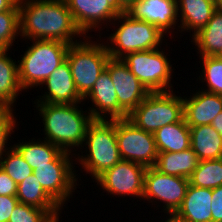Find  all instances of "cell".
<instances>
[{"instance_id":"15","label":"cell","mask_w":222,"mask_h":222,"mask_svg":"<svg viewBox=\"0 0 222 222\" xmlns=\"http://www.w3.org/2000/svg\"><path fill=\"white\" fill-rule=\"evenodd\" d=\"M125 12L133 19L154 24L163 34H169L170 38L174 39L173 34L179 33L176 0H137Z\"/></svg>"},{"instance_id":"30","label":"cell","mask_w":222,"mask_h":222,"mask_svg":"<svg viewBox=\"0 0 222 222\" xmlns=\"http://www.w3.org/2000/svg\"><path fill=\"white\" fill-rule=\"evenodd\" d=\"M0 168L3 169L17 185L32 175L34 171L13 145L10 146L1 158Z\"/></svg>"},{"instance_id":"8","label":"cell","mask_w":222,"mask_h":222,"mask_svg":"<svg viewBox=\"0 0 222 222\" xmlns=\"http://www.w3.org/2000/svg\"><path fill=\"white\" fill-rule=\"evenodd\" d=\"M184 118V101L176 90L150 93L128 116L136 127L155 133L165 125Z\"/></svg>"},{"instance_id":"39","label":"cell","mask_w":222,"mask_h":222,"mask_svg":"<svg viewBox=\"0 0 222 222\" xmlns=\"http://www.w3.org/2000/svg\"><path fill=\"white\" fill-rule=\"evenodd\" d=\"M212 127H214L218 133L222 136V112L219 113L214 120L211 122Z\"/></svg>"},{"instance_id":"36","label":"cell","mask_w":222,"mask_h":222,"mask_svg":"<svg viewBox=\"0 0 222 222\" xmlns=\"http://www.w3.org/2000/svg\"><path fill=\"white\" fill-rule=\"evenodd\" d=\"M18 185L0 168V196H16Z\"/></svg>"},{"instance_id":"18","label":"cell","mask_w":222,"mask_h":222,"mask_svg":"<svg viewBox=\"0 0 222 222\" xmlns=\"http://www.w3.org/2000/svg\"><path fill=\"white\" fill-rule=\"evenodd\" d=\"M198 89L182 96L184 120L189 127L209 125L222 112V95Z\"/></svg>"},{"instance_id":"6","label":"cell","mask_w":222,"mask_h":222,"mask_svg":"<svg viewBox=\"0 0 222 222\" xmlns=\"http://www.w3.org/2000/svg\"><path fill=\"white\" fill-rule=\"evenodd\" d=\"M91 38L93 37L86 36L80 42L69 45L66 56L76 88L83 98L91 91L111 58L101 40L103 37L99 35L97 41Z\"/></svg>"},{"instance_id":"24","label":"cell","mask_w":222,"mask_h":222,"mask_svg":"<svg viewBox=\"0 0 222 222\" xmlns=\"http://www.w3.org/2000/svg\"><path fill=\"white\" fill-rule=\"evenodd\" d=\"M18 61L10 57L8 50L0 51V106L15 107L21 92L18 79Z\"/></svg>"},{"instance_id":"10","label":"cell","mask_w":222,"mask_h":222,"mask_svg":"<svg viewBox=\"0 0 222 222\" xmlns=\"http://www.w3.org/2000/svg\"><path fill=\"white\" fill-rule=\"evenodd\" d=\"M188 185V178L163 174L154 167H148L142 199L156 205L155 208L162 206L163 211L160 212L175 213L184 200Z\"/></svg>"},{"instance_id":"7","label":"cell","mask_w":222,"mask_h":222,"mask_svg":"<svg viewBox=\"0 0 222 222\" xmlns=\"http://www.w3.org/2000/svg\"><path fill=\"white\" fill-rule=\"evenodd\" d=\"M167 43L165 42L163 48L132 52L121 58L122 62L150 93L174 90L171 81L175 69L168 57L170 54L168 55L164 50L165 45L168 47Z\"/></svg>"},{"instance_id":"2","label":"cell","mask_w":222,"mask_h":222,"mask_svg":"<svg viewBox=\"0 0 222 222\" xmlns=\"http://www.w3.org/2000/svg\"><path fill=\"white\" fill-rule=\"evenodd\" d=\"M42 120L44 139L69 153L81 150L89 124L94 120L91 113L83 111L82 103L50 104L33 103ZM74 149V150H73Z\"/></svg>"},{"instance_id":"25","label":"cell","mask_w":222,"mask_h":222,"mask_svg":"<svg viewBox=\"0 0 222 222\" xmlns=\"http://www.w3.org/2000/svg\"><path fill=\"white\" fill-rule=\"evenodd\" d=\"M190 135L191 148L200 161L222 158V136L211 124L190 127Z\"/></svg>"},{"instance_id":"33","label":"cell","mask_w":222,"mask_h":222,"mask_svg":"<svg viewBox=\"0 0 222 222\" xmlns=\"http://www.w3.org/2000/svg\"><path fill=\"white\" fill-rule=\"evenodd\" d=\"M52 218L45 209L18 203L8 222H49Z\"/></svg>"},{"instance_id":"1","label":"cell","mask_w":222,"mask_h":222,"mask_svg":"<svg viewBox=\"0 0 222 222\" xmlns=\"http://www.w3.org/2000/svg\"><path fill=\"white\" fill-rule=\"evenodd\" d=\"M18 7L20 38L26 42L45 39L71 45L86 37L74 22L65 0H19Z\"/></svg>"},{"instance_id":"16","label":"cell","mask_w":222,"mask_h":222,"mask_svg":"<svg viewBox=\"0 0 222 222\" xmlns=\"http://www.w3.org/2000/svg\"><path fill=\"white\" fill-rule=\"evenodd\" d=\"M43 86H45L44 94L37 96L39 98L35 99L34 103L76 104L84 102L76 88L67 60L58 66L39 88Z\"/></svg>"},{"instance_id":"17","label":"cell","mask_w":222,"mask_h":222,"mask_svg":"<svg viewBox=\"0 0 222 222\" xmlns=\"http://www.w3.org/2000/svg\"><path fill=\"white\" fill-rule=\"evenodd\" d=\"M89 100L91 107L87 110L93 119L115 120L119 119V104L114 83L109 70H105L96 80L91 91L83 98V104Z\"/></svg>"},{"instance_id":"26","label":"cell","mask_w":222,"mask_h":222,"mask_svg":"<svg viewBox=\"0 0 222 222\" xmlns=\"http://www.w3.org/2000/svg\"><path fill=\"white\" fill-rule=\"evenodd\" d=\"M159 152H181L191 147L190 127L184 118L180 122L165 125L154 133Z\"/></svg>"},{"instance_id":"34","label":"cell","mask_w":222,"mask_h":222,"mask_svg":"<svg viewBox=\"0 0 222 222\" xmlns=\"http://www.w3.org/2000/svg\"><path fill=\"white\" fill-rule=\"evenodd\" d=\"M212 222H222V185L212 189Z\"/></svg>"},{"instance_id":"13","label":"cell","mask_w":222,"mask_h":222,"mask_svg":"<svg viewBox=\"0 0 222 222\" xmlns=\"http://www.w3.org/2000/svg\"><path fill=\"white\" fill-rule=\"evenodd\" d=\"M77 27L85 36L112 28L110 24L122 11L114 0H65ZM109 25V26H108ZM103 26V27H102Z\"/></svg>"},{"instance_id":"37","label":"cell","mask_w":222,"mask_h":222,"mask_svg":"<svg viewBox=\"0 0 222 222\" xmlns=\"http://www.w3.org/2000/svg\"><path fill=\"white\" fill-rule=\"evenodd\" d=\"M18 1L19 0H0V12L6 10H19Z\"/></svg>"},{"instance_id":"35","label":"cell","mask_w":222,"mask_h":222,"mask_svg":"<svg viewBox=\"0 0 222 222\" xmlns=\"http://www.w3.org/2000/svg\"><path fill=\"white\" fill-rule=\"evenodd\" d=\"M19 203L16 196H0V222H8L10 215Z\"/></svg>"},{"instance_id":"20","label":"cell","mask_w":222,"mask_h":222,"mask_svg":"<svg viewBox=\"0 0 222 222\" xmlns=\"http://www.w3.org/2000/svg\"><path fill=\"white\" fill-rule=\"evenodd\" d=\"M212 189L188 185L180 207L175 212L187 222H212Z\"/></svg>"},{"instance_id":"5","label":"cell","mask_w":222,"mask_h":222,"mask_svg":"<svg viewBox=\"0 0 222 222\" xmlns=\"http://www.w3.org/2000/svg\"><path fill=\"white\" fill-rule=\"evenodd\" d=\"M18 61V79L23 91L37 88L66 61L67 44L58 40H30Z\"/></svg>"},{"instance_id":"19","label":"cell","mask_w":222,"mask_h":222,"mask_svg":"<svg viewBox=\"0 0 222 222\" xmlns=\"http://www.w3.org/2000/svg\"><path fill=\"white\" fill-rule=\"evenodd\" d=\"M179 33L188 32L190 38L206 26L216 10L215 3L211 0H176ZM192 32V34H191Z\"/></svg>"},{"instance_id":"27","label":"cell","mask_w":222,"mask_h":222,"mask_svg":"<svg viewBox=\"0 0 222 222\" xmlns=\"http://www.w3.org/2000/svg\"><path fill=\"white\" fill-rule=\"evenodd\" d=\"M20 141L12 145L19 151L33 170L38 166L50 165V162L62 152L59 147L46 139H35L33 137L31 140L29 139V141H24L23 139H20Z\"/></svg>"},{"instance_id":"21","label":"cell","mask_w":222,"mask_h":222,"mask_svg":"<svg viewBox=\"0 0 222 222\" xmlns=\"http://www.w3.org/2000/svg\"><path fill=\"white\" fill-rule=\"evenodd\" d=\"M199 57L222 56V11L215 10L205 27L191 37Z\"/></svg>"},{"instance_id":"41","label":"cell","mask_w":222,"mask_h":222,"mask_svg":"<svg viewBox=\"0 0 222 222\" xmlns=\"http://www.w3.org/2000/svg\"><path fill=\"white\" fill-rule=\"evenodd\" d=\"M215 9L222 11V0H216L215 1Z\"/></svg>"},{"instance_id":"3","label":"cell","mask_w":222,"mask_h":222,"mask_svg":"<svg viewBox=\"0 0 222 222\" xmlns=\"http://www.w3.org/2000/svg\"><path fill=\"white\" fill-rule=\"evenodd\" d=\"M81 149L74 156L75 165L81 166L93 181L121 161L116 139V119H94L88 126Z\"/></svg>"},{"instance_id":"4","label":"cell","mask_w":222,"mask_h":222,"mask_svg":"<svg viewBox=\"0 0 222 222\" xmlns=\"http://www.w3.org/2000/svg\"><path fill=\"white\" fill-rule=\"evenodd\" d=\"M110 25L114 28L113 33L107 36L106 42L105 39L102 41L112 59H121L132 52L157 49L166 42V35L154 24L133 19L126 12L118 15Z\"/></svg>"},{"instance_id":"40","label":"cell","mask_w":222,"mask_h":222,"mask_svg":"<svg viewBox=\"0 0 222 222\" xmlns=\"http://www.w3.org/2000/svg\"><path fill=\"white\" fill-rule=\"evenodd\" d=\"M166 216V220L165 217L162 219L161 222H187L186 220L182 219L179 215H177L176 213H165Z\"/></svg>"},{"instance_id":"42","label":"cell","mask_w":222,"mask_h":222,"mask_svg":"<svg viewBox=\"0 0 222 222\" xmlns=\"http://www.w3.org/2000/svg\"><path fill=\"white\" fill-rule=\"evenodd\" d=\"M61 215L59 216H56V217H53L49 222H59L60 221V218H62V216L60 217ZM61 222V221H60Z\"/></svg>"},{"instance_id":"22","label":"cell","mask_w":222,"mask_h":222,"mask_svg":"<svg viewBox=\"0 0 222 222\" xmlns=\"http://www.w3.org/2000/svg\"><path fill=\"white\" fill-rule=\"evenodd\" d=\"M16 197L19 203L45 209L52 217L62 214L63 208L42 188L33 174L18 184Z\"/></svg>"},{"instance_id":"23","label":"cell","mask_w":222,"mask_h":222,"mask_svg":"<svg viewBox=\"0 0 222 222\" xmlns=\"http://www.w3.org/2000/svg\"><path fill=\"white\" fill-rule=\"evenodd\" d=\"M199 161L196 153L189 147L181 152H159L154 168L163 174L189 179Z\"/></svg>"},{"instance_id":"11","label":"cell","mask_w":222,"mask_h":222,"mask_svg":"<svg viewBox=\"0 0 222 222\" xmlns=\"http://www.w3.org/2000/svg\"><path fill=\"white\" fill-rule=\"evenodd\" d=\"M116 139L122 160L154 167L158 151L153 133L136 127L127 118L116 119Z\"/></svg>"},{"instance_id":"38","label":"cell","mask_w":222,"mask_h":222,"mask_svg":"<svg viewBox=\"0 0 222 222\" xmlns=\"http://www.w3.org/2000/svg\"><path fill=\"white\" fill-rule=\"evenodd\" d=\"M114 1H115V4L118 6V8L122 12H125L137 0H114Z\"/></svg>"},{"instance_id":"29","label":"cell","mask_w":222,"mask_h":222,"mask_svg":"<svg viewBox=\"0 0 222 222\" xmlns=\"http://www.w3.org/2000/svg\"><path fill=\"white\" fill-rule=\"evenodd\" d=\"M199 59H201L199 63L201 61L200 67H202V70L199 73V78L196 79L206 87L204 89L202 85L200 89L222 95V56H202Z\"/></svg>"},{"instance_id":"28","label":"cell","mask_w":222,"mask_h":222,"mask_svg":"<svg viewBox=\"0 0 222 222\" xmlns=\"http://www.w3.org/2000/svg\"><path fill=\"white\" fill-rule=\"evenodd\" d=\"M189 184L214 189L222 185V158L201 160L189 178Z\"/></svg>"},{"instance_id":"12","label":"cell","mask_w":222,"mask_h":222,"mask_svg":"<svg viewBox=\"0 0 222 222\" xmlns=\"http://www.w3.org/2000/svg\"><path fill=\"white\" fill-rule=\"evenodd\" d=\"M146 167L131 161L121 160L103 172L93 182L104 192L121 197L143 198Z\"/></svg>"},{"instance_id":"9","label":"cell","mask_w":222,"mask_h":222,"mask_svg":"<svg viewBox=\"0 0 222 222\" xmlns=\"http://www.w3.org/2000/svg\"><path fill=\"white\" fill-rule=\"evenodd\" d=\"M76 153L62 151L50 165L38 166L33 175L42 188L64 209L77 189L78 170L72 158ZM72 159V160H71ZM75 168V169H74ZM76 172V173H75ZM77 176V177H76ZM67 201V202H66Z\"/></svg>"},{"instance_id":"31","label":"cell","mask_w":222,"mask_h":222,"mask_svg":"<svg viewBox=\"0 0 222 222\" xmlns=\"http://www.w3.org/2000/svg\"><path fill=\"white\" fill-rule=\"evenodd\" d=\"M20 36L19 10L0 12V51L14 46L16 38Z\"/></svg>"},{"instance_id":"32","label":"cell","mask_w":222,"mask_h":222,"mask_svg":"<svg viewBox=\"0 0 222 222\" xmlns=\"http://www.w3.org/2000/svg\"><path fill=\"white\" fill-rule=\"evenodd\" d=\"M13 111H15L13 107L0 106V160L11 146L9 144H11V138H14L11 136L15 132L14 129L19 126L15 115L17 113Z\"/></svg>"},{"instance_id":"14","label":"cell","mask_w":222,"mask_h":222,"mask_svg":"<svg viewBox=\"0 0 222 222\" xmlns=\"http://www.w3.org/2000/svg\"><path fill=\"white\" fill-rule=\"evenodd\" d=\"M106 68L116 89L119 119L127 116L150 94L121 59L110 58Z\"/></svg>"}]
</instances>
